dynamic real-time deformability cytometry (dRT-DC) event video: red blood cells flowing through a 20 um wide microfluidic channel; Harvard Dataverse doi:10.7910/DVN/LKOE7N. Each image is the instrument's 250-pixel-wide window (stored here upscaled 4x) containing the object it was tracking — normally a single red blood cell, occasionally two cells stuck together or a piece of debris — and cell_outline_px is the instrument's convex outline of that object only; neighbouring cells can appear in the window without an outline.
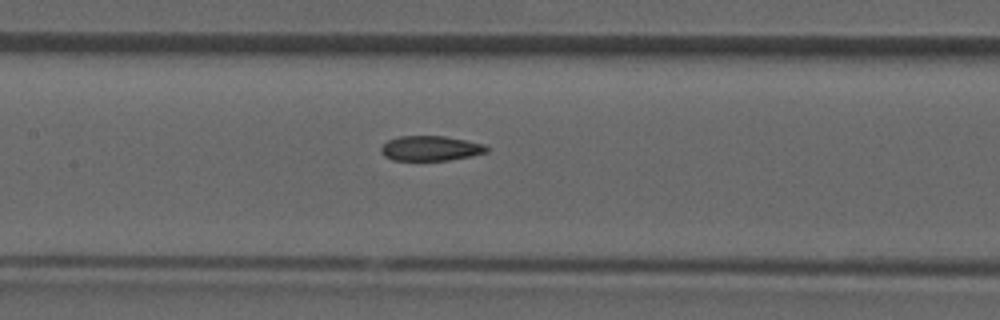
{"species": "common noctule bat (a hibernating species)", "species_latin": "Nyctalus noctula", "temperature_condition": "room temperature", "stored_images_in_passage": 28, "camera_frame_rate_fps": 3000, "um_per_image_px": 0.085, "animal": {"sex": "male", "forearm_length_mm": 52.5}, "frame": {"image": 1, "passage_image": 9, "time_ms": 2.667, "image_size_px": [1000, 320], "cell_outline_px": [[488, 152], [472, 156], [448, 160], [392, 160], [384, 156], [380, 152], [380, 148], [388, 140], [400, 136], [444, 136], [484, 144], [488, 148]], "centroid_in_image_um": [36.58, 12.61], "position_along_channel_um": 170.8, "area_um2": 15.32}}
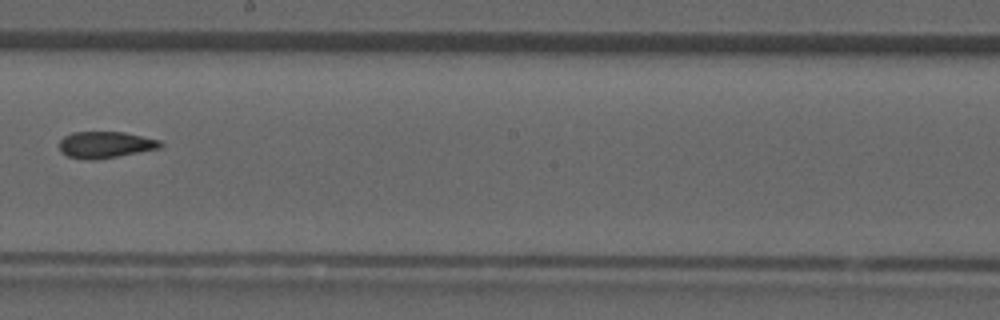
{"frame": {"image": 2, "passage_image": 13, "time_ms": 4.0, "image_size_px": [1000, 320], "cell_outline_px": [[164, 144], [160, 148], [96, 160], [88, 160], [68, 156], [60, 152], [60, 140], [64, 136], [72, 132], [124, 132], [160, 140]], "centroid_in_image_um": [8.95, 12.3], "position_along_channel_um": 239.3, "area_um2": 15.61}}